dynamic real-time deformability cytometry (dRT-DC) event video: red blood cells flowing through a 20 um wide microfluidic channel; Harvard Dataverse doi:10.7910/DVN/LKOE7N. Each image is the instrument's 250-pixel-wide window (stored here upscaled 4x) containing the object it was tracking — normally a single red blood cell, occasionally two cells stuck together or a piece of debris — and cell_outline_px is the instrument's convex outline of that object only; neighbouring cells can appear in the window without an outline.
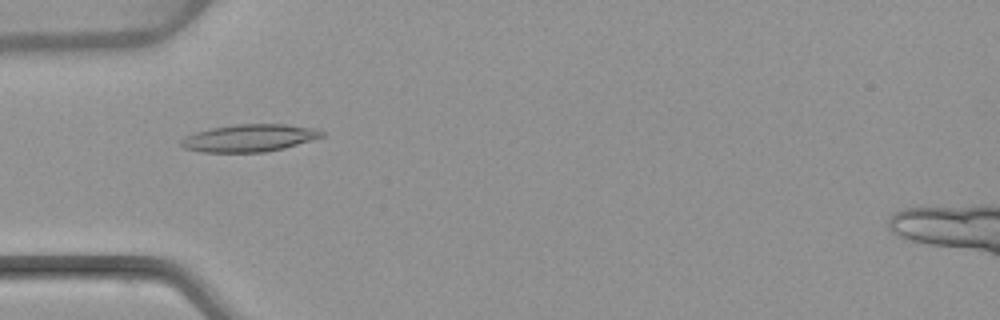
{"species": "common noctule bat (a hibernating species)", "species_latin": "Nyctalus noctula", "temperature_condition": "warm", "stored_images_in_passage": 44, "camera_frame_rate_fps": 3000, "um_per_image_px": 0.085, "animal": {"sex": "female", "body_mass_g": 22.7, "forearm_length_mm": 54.2}, "frame": {"image": 1, "passage_image": 8, "time_ms": 2.333, "image_size_px": [1000, 320], "cell_outline_px": [[324, 136], [284, 148], [264, 152], [200, 152], [184, 148], [180, 144], [180, 140], [184, 136], [196, 132], [212, 128], [236, 124], [288, 124], [316, 128], [324, 132]], "centroid_in_image_um": [21.19, 11.72], "position_along_channel_um": 63.8, "area_um2": 22.48}}
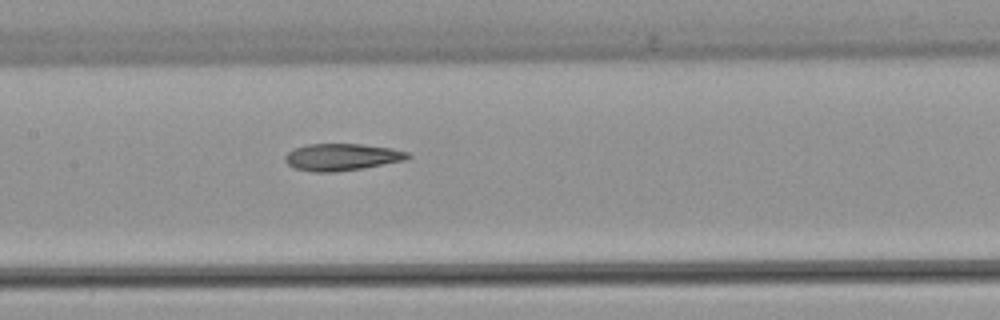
{"frame": {"image": 2, "passage_image": 17, "time_ms": 5.333, "image_size_px": [1000, 320], "cell_outline_px": [[412, 156], [408, 160], [364, 168], [336, 172], [312, 172], [292, 168], [284, 160], [284, 156], [288, 152], [296, 148], [308, 144], [360, 144], [392, 148], [408, 152]], "centroid_in_image_um": [29.08, 13.36], "position_along_channel_um": 178.3, "area_um2": 19.54}}
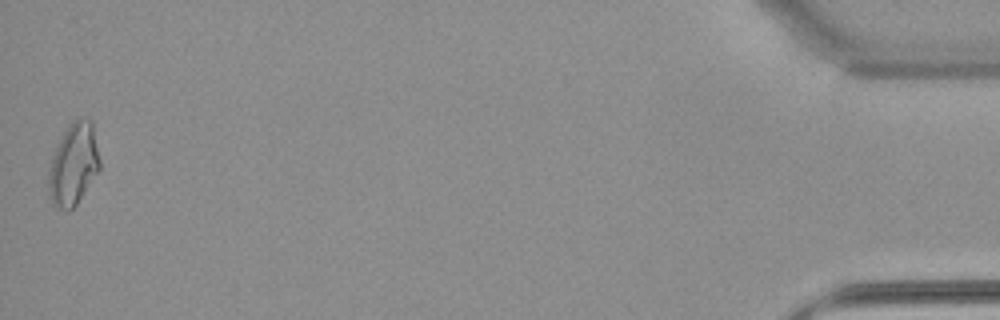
{"frame": {"image": 3, "passage_image": 44, "time_ms": 14.333, "image_size_px": [1000, 320], "cell_outline_px": [[100, 168], [76, 204], [68, 212], [56, 208], [52, 204], [48, 192], [48, 176], [52, 156], [68, 124], [72, 120], [92, 120], [100, 160]], "centroid_in_image_um": [6.23, 14.0], "position_along_channel_um": 429.0, "area_um2": 24.22}, "authors_computed_cell_mechanics": {"area_um2": 20.2878, "velocity_mm_per_s": 3.8379, "shape_relaxation_time_tau1_ms": null, "shape_relaxation_time_tau2_ms": 3.1272, "deformation_change_tau1": null, "deformation_change_tau2": 0.1251}}